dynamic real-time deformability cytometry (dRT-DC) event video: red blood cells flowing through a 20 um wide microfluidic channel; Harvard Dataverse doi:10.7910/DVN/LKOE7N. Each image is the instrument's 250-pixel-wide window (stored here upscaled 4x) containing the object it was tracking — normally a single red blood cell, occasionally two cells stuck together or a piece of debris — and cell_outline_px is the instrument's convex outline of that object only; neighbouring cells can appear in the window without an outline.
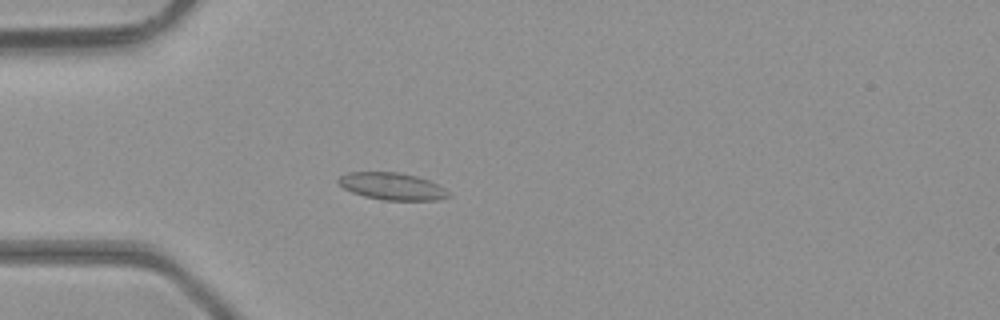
{"species": "common noctule bat (a hibernating species)", "species_latin": "Nyctalus noctula", "temperature_condition": "room temperature", "stored_images_in_passage": 38, "camera_frame_rate_fps": 3000, "um_per_image_px": 0.085, "animal": {"sex": "male", "body_mass_g": 23.1, "forearm_length_mm": 52.7}, "frame": {"image": 1, "passage_image": 5, "time_ms": 1.333, "image_size_px": [1000, 320], "cell_outline_px": [[452, 196], [436, 200], [384, 200], [364, 196], [352, 192], [344, 188], [336, 180], [340, 176], [348, 172], [396, 172], [416, 176], [428, 180], [444, 188]], "centroid_in_image_um": [33.32, 15.84], "position_along_channel_um": 51.7, "area_um2": 17.28}}
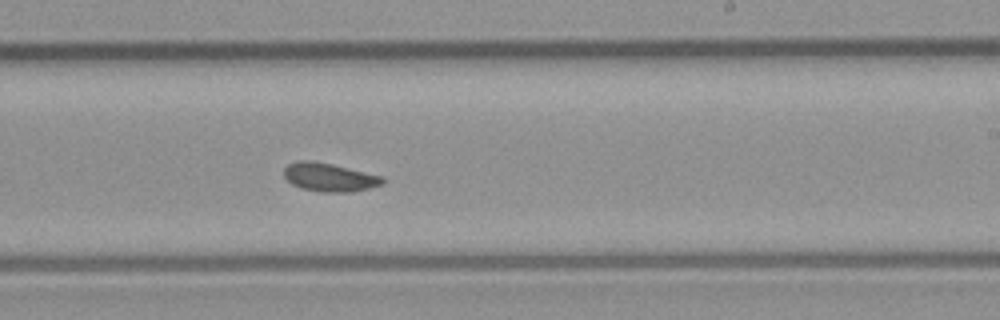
{"frame": {"image": 2, "passage_image": 20, "time_ms": 6.333, "image_size_px": [1000, 320], "cell_outline_px": [[384, 184], [352, 192], [324, 192], [300, 188], [292, 184], [284, 176], [284, 168], [288, 164], [300, 160], [312, 160], [332, 164], [384, 176]], "centroid_in_image_um": [28.01, 15.06], "position_along_channel_um": 261.0, "area_um2": 16.42}}
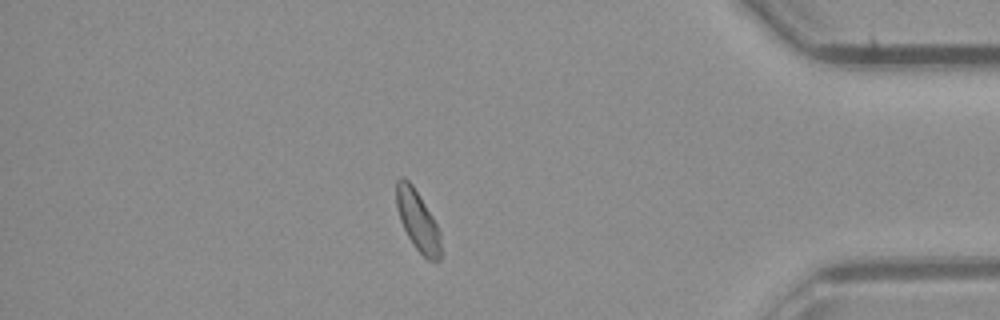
{"frame": {"image": 3, "passage_image": 32, "time_ms": 10.333, "image_size_px": [1000, 320], "cell_outline_px": [[440, 260], [428, 260], [412, 244], [400, 220], [396, 208], [396, 180], [400, 176], [404, 176], [412, 184], [432, 216], [440, 232]], "centroid_in_image_um": [35.47, 18.72], "position_along_channel_um": 399.7, "area_um2": 15.49}, "authors_computed_cell_mechanics": {"area_um2": 15.9239, "velocity_mm_per_s": 4.4054, "shape_relaxation_time_tau1_ms": 8.6854, "shape_relaxation_time_tau2_ms": null, "deformation_change_tau1": 0.1101, "deformation_change_tau2": null}}